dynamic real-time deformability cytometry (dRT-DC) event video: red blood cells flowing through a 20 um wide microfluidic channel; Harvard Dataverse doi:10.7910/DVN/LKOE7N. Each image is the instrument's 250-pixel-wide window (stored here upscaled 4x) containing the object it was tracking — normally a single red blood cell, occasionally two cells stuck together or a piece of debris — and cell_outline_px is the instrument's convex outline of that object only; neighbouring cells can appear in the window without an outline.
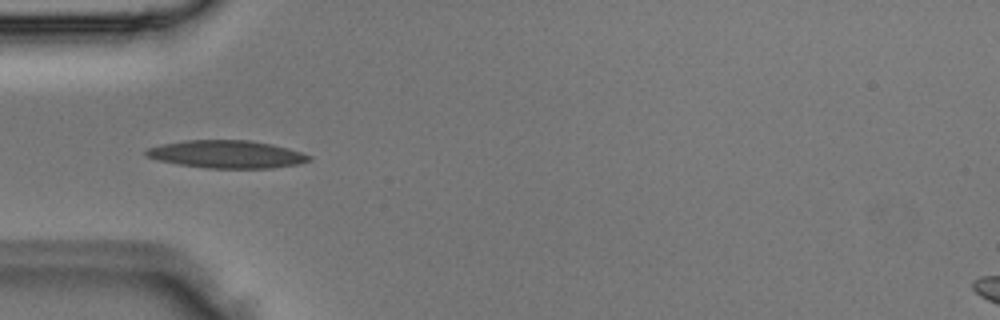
{"species": "Egyptian fruit bat (a non-hibernating species)", "species_latin": "Rousettus aegyptiacus", "temperature_condition": "room temperature", "stored_images_in_passage": 3, "camera_frame_rate_fps": 3000, "um_per_image_px": 0.085, "animal": {"sex": "male"}, "frame": {"image": 1, "passage_image": 3, "time_ms": 0.667, "image_size_px": [1000, 320], "cell_outline_px": [[312, 160], [300, 164], [272, 168], [208, 168], [180, 164], [156, 160], [144, 156], [144, 152], [148, 148], [160, 144], [184, 140], [248, 140], [272, 144], [288, 148], [312, 156]], "centroid_in_image_um": [19.26, 13.11], "position_along_channel_um": 65.7, "area_um2": 26.47}}